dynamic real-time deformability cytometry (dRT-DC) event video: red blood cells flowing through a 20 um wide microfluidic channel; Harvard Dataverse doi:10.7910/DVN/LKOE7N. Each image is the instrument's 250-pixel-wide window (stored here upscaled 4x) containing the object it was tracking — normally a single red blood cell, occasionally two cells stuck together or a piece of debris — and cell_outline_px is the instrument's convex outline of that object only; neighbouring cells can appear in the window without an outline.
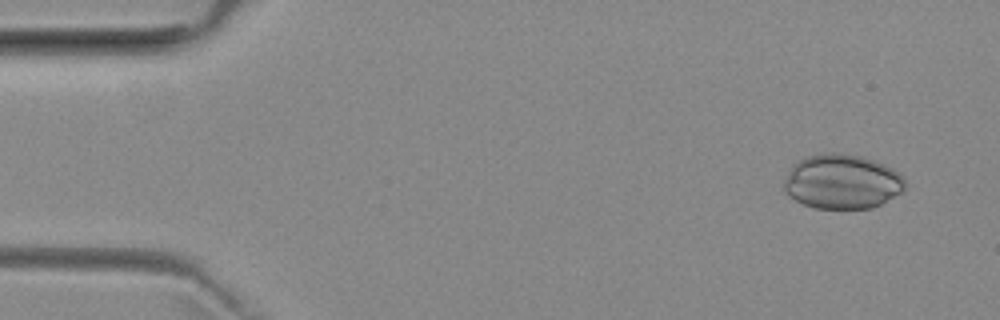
{"species": "common noctule bat (a hibernating species)", "species_latin": "Nyctalus noctula", "temperature_condition": "room temperature", "stored_images_in_passage": 52, "camera_frame_rate_fps": 3000, "um_per_image_px": 0.085, "animal": {"sex": "female", "body_mass_g": 29.2, "forearm_length_mm": 56.3}, "frame": {"image": 1, "passage_image": 4, "time_ms": 1.0, "image_size_px": [1000, 320], "cell_outline_px": [[904, 188], [900, 192], [880, 204], [872, 208], [816, 208], [804, 204], [788, 196], [784, 192], [784, 180], [792, 164], [808, 156], [828, 152], [836, 152], [864, 156], [884, 164], [892, 168], [904, 180]], "centroid_in_image_um": [71.53, 15.43], "position_along_channel_um": 13.5, "area_um2": 38.32}}
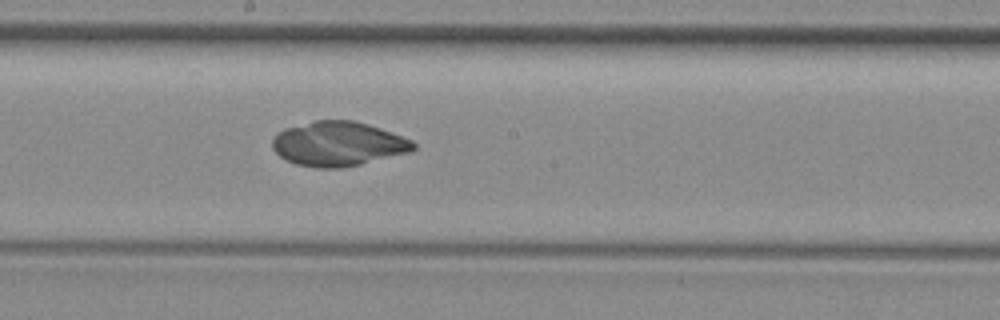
{"frame": {"image": 2, "passage_image": 28, "time_ms": 9.0, "image_size_px": [1000, 320], "cell_outline_px": [[416, 148], [412, 152], [360, 164], [340, 168], [316, 168], [296, 164], [280, 156], [272, 148], [272, 140], [276, 132], [284, 128], [316, 120], [352, 120], [368, 124], [380, 128], [412, 140], [416, 144]], "centroid_in_image_um": [28.74, 12.22], "position_along_channel_um": 219.5, "area_um2": 36.65}}
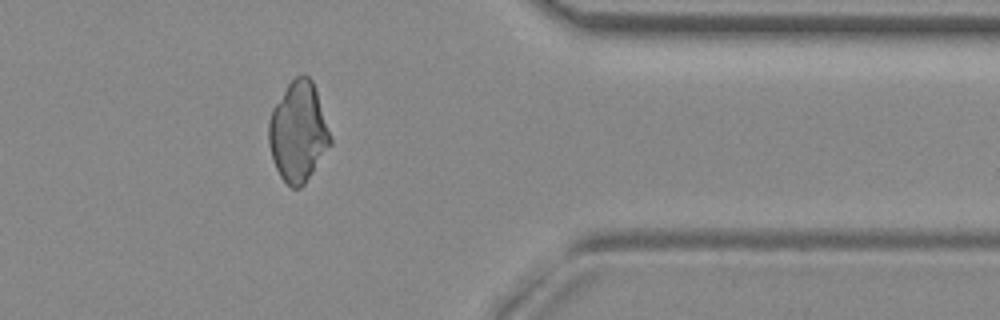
{"frame": {"image": 3, "passage_image": 42, "time_ms": 13.667, "image_size_px": [1000, 320], "cell_outline_px": [[332, 144], [304, 184], [300, 188], [292, 188], [280, 176], [272, 160], [268, 144], [268, 120], [272, 108], [288, 84], [296, 76], [308, 76], [312, 80], [332, 140]], "centroid_in_image_um": [25.32, 11.24], "position_along_channel_um": 386.1, "area_um2": 35.55}}